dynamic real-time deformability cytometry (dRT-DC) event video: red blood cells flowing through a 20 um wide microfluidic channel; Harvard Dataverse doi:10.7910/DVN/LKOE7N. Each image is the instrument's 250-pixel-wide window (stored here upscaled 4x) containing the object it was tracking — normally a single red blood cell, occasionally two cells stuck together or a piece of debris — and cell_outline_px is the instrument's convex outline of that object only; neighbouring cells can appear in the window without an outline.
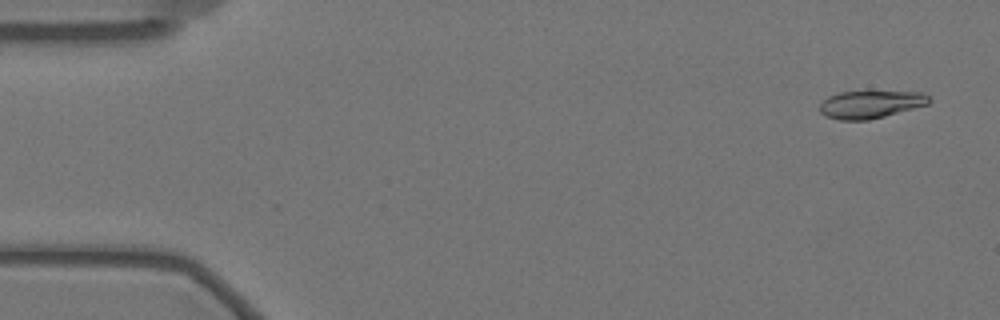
{"species": "Egyptian fruit bat (a non-hibernating species)", "species_latin": "Rousettus aegyptiacus", "temperature_condition": "warm", "stored_images_in_passage": 57, "camera_frame_rate_fps": 3000, "um_per_image_px": 0.085, "animal": {"sex": "female"}, "frame": {"image": 1, "passage_image": 3, "time_ms": 0.667, "image_size_px": [1000, 320], "cell_outline_px": [[932, 100], [928, 104], [884, 116], [868, 120], [840, 120], [824, 116], [820, 112], [820, 104], [828, 96], [840, 92], [924, 92]], "centroid_in_image_um": [73.98, 8.87], "position_along_channel_um": 11.0, "area_um2": 17.46}}
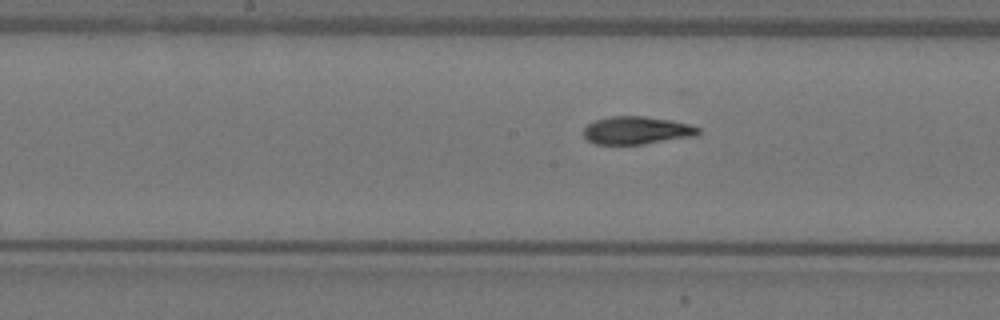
{"frame": {"image": 2, "passage_image": 29, "time_ms": 9.333, "image_size_px": [1000, 320], "cell_outline_px": [[700, 132], [696, 136], [644, 144], [596, 144], [588, 140], [584, 136], [584, 128], [588, 124], [596, 120], [612, 116], [644, 116], [672, 120], [688, 124], [700, 128]], "centroid_in_image_um": [54.14, 11.08], "position_along_channel_um": 194.1, "area_um2": 18.55}}
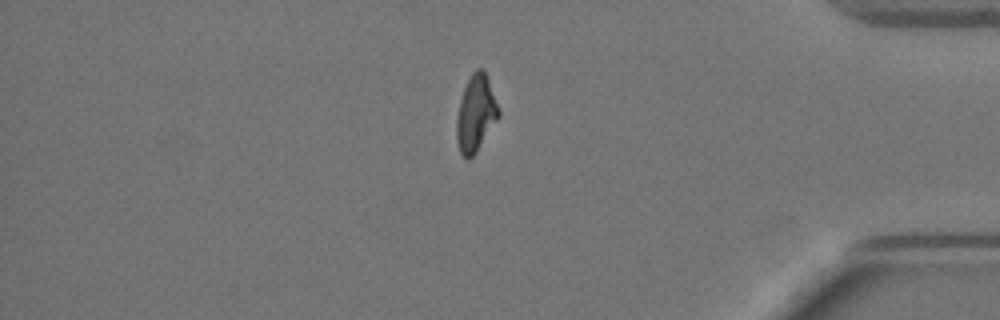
{"frame": {"image": 3, "passage_image": 49, "time_ms": 16.0, "image_size_px": [1000, 320], "cell_outline_px": [[500, 116], [476, 152], [468, 160], [460, 152], [456, 140], [456, 120], [460, 100], [464, 88], [472, 72], [476, 68], [484, 68], [500, 112]], "centroid_in_image_um": [40.44, 9.64], "position_along_channel_um": 394.8, "area_um2": 18.61}, "authors_computed_cell_mechanics": {"area_um2": 18.7272, "velocity_mm_per_s": 3.4895, "shape_relaxation_time_tau1_ms": 6.9605, "shape_relaxation_time_tau2_ms": 1.7664, "deformation_change_tau1": 0.2256, "deformation_change_tau2": 0.0714}}